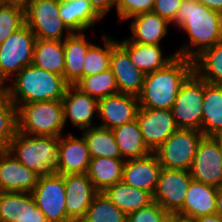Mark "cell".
I'll return each instance as SVG.
<instances>
[{"mask_svg": "<svg viewBox=\"0 0 222 222\" xmlns=\"http://www.w3.org/2000/svg\"><path fill=\"white\" fill-rule=\"evenodd\" d=\"M174 25L189 36L188 42L176 51L177 56L193 60L205 49L222 41L221 13L197 0H182Z\"/></svg>", "mask_w": 222, "mask_h": 222, "instance_id": "1", "label": "cell"}, {"mask_svg": "<svg viewBox=\"0 0 222 222\" xmlns=\"http://www.w3.org/2000/svg\"><path fill=\"white\" fill-rule=\"evenodd\" d=\"M192 73L193 60L181 56H175L164 68L147 73L137 96L139 107L171 110L181 85Z\"/></svg>", "mask_w": 222, "mask_h": 222, "instance_id": "2", "label": "cell"}, {"mask_svg": "<svg viewBox=\"0 0 222 222\" xmlns=\"http://www.w3.org/2000/svg\"><path fill=\"white\" fill-rule=\"evenodd\" d=\"M6 85V95L15 105L62 101L69 84L60 74L49 72L33 64L24 67Z\"/></svg>", "mask_w": 222, "mask_h": 222, "instance_id": "3", "label": "cell"}, {"mask_svg": "<svg viewBox=\"0 0 222 222\" xmlns=\"http://www.w3.org/2000/svg\"><path fill=\"white\" fill-rule=\"evenodd\" d=\"M8 150L39 178L50 176L60 157V137L27 135L16 131Z\"/></svg>", "mask_w": 222, "mask_h": 222, "instance_id": "4", "label": "cell"}, {"mask_svg": "<svg viewBox=\"0 0 222 222\" xmlns=\"http://www.w3.org/2000/svg\"><path fill=\"white\" fill-rule=\"evenodd\" d=\"M17 131L27 135H63L64 107L62 101H42L16 106Z\"/></svg>", "mask_w": 222, "mask_h": 222, "instance_id": "5", "label": "cell"}, {"mask_svg": "<svg viewBox=\"0 0 222 222\" xmlns=\"http://www.w3.org/2000/svg\"><path fill=\"white\" fill-rule=\"evenodd\" d=\"M24 12L25 24L36 39L64 41L72 33L60 18L59 0H30Z\"/></svg>", "mask_w": 222, "mask_h": 222, "instance_id": "6", "label": "cell"}, {"mask_svg": "<svg viewBox=\"0 0 222 222\" xmlns=\"http://www.w3.org/2000/svg\"><path fill=\"white\" fill-rule=\"evenodd\" d=\"M35 43L34 33L25 24L0 44V79L5 84L32 64Z\"/></svg>", "mask_w": 222, "mask_h": 222, "instance_id": "7", "label": "cell"}, {"mask_svg": "<svg viewBox=\"0 0 222 222\" xmlns=\"http://www.w3.org/2000/svg\"><path fill=\"white\" fill-rule=\"evenodd\" d=\"M204 80L194 72L181 85L171 108L178 128L202 132Z\"/></svg>", "mask_w": 222, "mask_h": 222, "instance_id": "8", "label": "cell"}, {"mask_svg": "<svg viewBox=\"0 0 222 222\" xmlns=\"http://www.w3.org/2000/svg\"><path fill=\"white\" fill-rule=\"evenodd\" d=\"M203 137L201 131L178 128L154 153L162 168L190 171L197 146Z\"/></svg>", "mask_w": 222, "mask_h": 222, "instance_id": "9", "label": "cell"}, {"mask_svg": "<svg viewBox=\"0 0 222 222\" xmlns=\"http://www.w3.org/2000/svg\"><path fill=\"white\" fill-rule=\"evenodd\" d=\"M30 193L47 222H74L67 215L64 175L53 172L40 177Z\"/></svg>", "mask_w": 222, "mask_h": 222, "instance_id": "10", "label": "cell"}, {"mask_svg": "<svg viewBox=\"0 0 222 222\" xmlns=\"http://www.w3.org/2000/svg\"><path fill=\"white\" fill-rule=\"evenodd\" d=\"M192 179L190 171L162 168L153 193V201L168 213H177L183 207Z\"/></svg>", "mask_w": 222, "mask_h": 222, "instance_id": "11", "label": "cell"}, {"mask_svg": "<svg viewBox=\"0 0 222 222\" xmlns=\"http://www.w3.org/2000/svg\"><path fill=\"white\" fill-rule=\"evenodd\" d=\"M136 120L143 140L152 153L178 129L172 111L168 109L139 107Z\"/></svg>", "mask_w": 222, "mask_h": 222, "instance_id": "12", "label": "cell"}, {"mask_svg": "<svg viewBox=\"0 0 222 222\" xmlns=\"http://www.w3.org/2000/svg\"><path fill=\"white\" fill-rule=\"evenodd\" d=\"M191 177L205 184L222 186V159L218 142L213 137H203L197 146Z\"/></svg>", "mask_w": 222, "mask_h": 222, "instance_id": "13", "label": "cell"}, {"mask_svg": "<svg viewBox=\"0 0 222 222\" xmlns=\"http://www.w3.org/2000/svg\"><path fill=\"white\" fill-rule=\"evenodd\" d=\"M139 109L138 97L132 94L116 93L98 100V126L113 130L136 119Z\"/></svg>", "mask_w": 222, "mask_h": 222, "instance_id": "14", "label": "cell"}, {"mask_svg": "<svg viewBox=\"0 0 222 222\" xmlns=\"http://www.w3.org/2000/svg\"><path fill=\"white\" fill-rule=\"evenodd\" d=\"M39 177L9 150L0 151V192H31Z\"/></svg>", "mask_w": 222, "mask_h": 222, "instance_id": "15", "label": "cell"}, {"mask_svg": "<svg viewBox=\"0 0 222 222\" xmlns=\"http://www.w3.org/2000/svg\"><path fill=\"white\" fill-rule=\"evenodd\" d=\"M0 222H47L29 192H0Z\"/></svg>", "mask_w": 222, "mask_h": 222, "instance_id": "16", "label": "cell"}, {"mask_svg": "<svg viewBox=\"0 0 222 222\" xmlns=\"http://www.w3.org/2000/svg\"><path fill=\"white\" fill-rule=\"evenodd\" d=\"M67 215L80 222L98 191L94 188L87 173L64 175Z\"/></svg>", "mask_w": 222, "mask_h": 222, "instance_id": "17", "label": "cell"}, {"mask_svg": "<svg viewBox=\"0 0 222 222\" xmlns=\"http://www.w3.org/2000/svg\"><path fill=\"white\" fill-rule=\"evenodd\" d=\"M64 107V125L70 119L72 125L85 130L98 125H92L93 117L98 114V100L82 93L74 85H69L62 99Z\"/></svg>", "mask_w": 222, "mask_h": 222, "instance_id": "18", "label": "cell"}, {"mask_svg": "<svg viewBox=\"0 0 222 222\" xmlns=\"http://www.w3.org/2000/svg\"><path fill=\"white\" fill-rule=\"evenodd\" d=\"M161 170L162 166L155 153L142 158L127 159L123 167L122 181L153 195Z\"/></svg>", "mask_w": 222, "mask_h": 222, "instance_id": "19", "label": "cell"}, {"mask_svg": "<svg viewBox=\"0 0 222 222\" xmlns=\"http://www.w3.org/2000/svg\"><path fill=\"white\" fill-rule=\"evenodd\" d=\"M110 69L115 76L119 93L135 96L141 93L146 74L133 65L129 54L119 44L112 49Z\"/></svg>", "mask_w": 222, "mask_h": 222, "instance_id": "20", "label": "cell"}, {"mask_svg": "<svg viewBox=\"0 0 222 222\" xmlns=\"http://www.w3.org/2000/svg\"><path fill=\"white\" fill-rule=\"evenodd\" d=\"M90 161L89 150L83 136L75 137L73 133L60 136V157L55 173L61 175L87 173Z\"/></svg>", "mask_w": 222, "mask_h": 222, "instance_id": "21", "label": "cell"}, {"mask_svg": "<svg viewBox=\"0 0 222 222\" xmlns=\"http://www.w3.org/2000/svg\"><path fill=\"white\" fill-rule=\"evenodd\" d=\"M117 43L129 54L131 62L145 74L164 68L177 53L163 56V48L155 44H139L126 39Z\"/></svg>", "mask_w": 222, "mask_h": 222, "instance_id": "22", "label": "cell"}, {"mask_svg": "<svg viewBox=\"0 0 222 222\" xmlns=\"http://www.w3.org/2000/svg\"><path fill=\"white\" fill-rule=\"evenodd\" d=\"M217 187L191 180L183 207L177 212L191 218L216 213Z\"/></svg>", "mask_w": 222, "mask_h": 222, "instance_id": "23", "label": "cell"}, {"mask_svg": "<svg viewBox=\"0 0 222 222\" xmlns=\"http://www.w3.org/2000/svg\"><path fill=\"white\" fill-rule=\"evenodd\" d=\"M130 19L132 36L126 39L128 41L160 45L161 40L169 33L167 27L171 24L154 12L141 13L128 20Z\"/></svg>", "mask_w": 222, "mask_h": 222, "instance_id": "24", "label": "cell"}, {"mask_svg": "<svg viewBox=\"0 0 222 222\" xmlns=\"http://www.w3.org/2000/svg\"><path fill=\"white\" fill-rule=\"evenodd\" d=\"M92 44L88 41L84 32H72L63 41L64 79L69 85H75L83 77L85 55Z\"/></svg>", "mask_w": 222, "mask_h": 222, "instance_id": "25", "label": "cell"}, {"mask_svg": "<svg viewBox=\"0 0 222 222\" xmlns=\"http://www.w3.org/2000/svg\"><path fill=\"white\" fill-rule=\"evenodd\" d=\"M59 15L71 32H84L102 20L88 0H59Z\"/></svg>", "mask_w": 222, "mask_h": 222, "instance_id": "26", "label": "cell"}, {"mask_svg": "<svg viewBox=\"0 0 222 222\" xmlns=\"http://www.w3.org/2000/svg\"><path fill=\"white\" fill-rule=\"evenodd\" d=\"M103 193L126 215L154 202L150 192L132 187L122 180L107 187Z\"/></svg>", "mask_w": 222, "mask_h": 222, "instance_id": "27", "label": "cell"}, {"mask_svg": "<svg viewBox=\"0 0 222 222\" xmlns=\"http://www.w3.org/2000/svg\"><path fill=\"white\" fill-rule=\"evenodd\" d=\"M202 133L204 137L222 134V85L210 84L205 80Z\"/></svg>", "mask_w": 222, "mask_h": 222, "instance_id": "28", "label": "cell"}, {"mask_svg": "<svg viewBox=\"0 0 222 222\" xmlns=\"http://www.w3.org/2000/svg\"><path fill=\"white\" fill-rule=\"evenodd\" d=\"M123 158L97 157L91 158L87 171L88 178L98 192L122 180Z\"/></svg>", "mask_w": 222, "mask_h": 222, "instance_id": "29", "label": "cell"}, {"mask_svg": "<svg viewBox=\"0 0 222 222\" xmlns=\"http://www.w3.org/2000/svg\"><path fill=\"white\" fill-rule=\"evenodd\" d=\"M112 131L124 160L142 158L152 153L143 140L136 119L116 127Z\"/></svg>", "mask_w": 222, "mask_h": 222, "instance_id": "30", "label": "cell"}, {"mask_svg": "<svg viewBox=\"0 0 222 222\" xmlns=\"http://www.w3.org/2000/svg\"><path fill=\"white\" fill-rule=\"evenodd\" d=\"M32 64L64 77L63 41L36 39Z\"/></svg>", "mask_w": 222, "mask_h": 222, "instance_id": "31", "label": "cell"}, {"mask_svg": "<svg viewBox=\"0 0 222 222\" xmlns=\"http://www.w3.org/2000/svg\"><path fill=\"white\" fill-rule=\"evenodd\" d=\"M193 72L207 83L222 85V41L193 59Z\"/></svg>", "mask_w": 222, "mask_h": 222, "instance_id": "32", "label": "cell"}, {"mask_svg": "<svg viewBox=\"0 0 222 222\" xmlns=\"http://www.w3.org/2000/svg\"><path fill=\"white\" fill-rule=\"evenodd\" d=\"M82 133L90 158H122L111 129L97 126L85 129Z\"/></svg>", "mask_w": 222, "mask_h": 222, "instance_id": "33", "label": "cell"}, {"mask_svg": "<svg viewBox=\"0 0 222 222\" xmlns=\"http://www.w3.org/2000/svg\"><path fill=\"white\" fill-rule=\"evenodd\" d=\"M102 46L92 44L85 55L83 77L95 75L110 68L112 49L118 44L112 37L103 32Z\"/></svg>", "mask_w": 222, "mask_h": 222, "instance_id": "34", "label": "cell"}, {"mask_svg": "<svg viewBox=\"0 0 222 222\" xmlns=\"http://www.w3.org/2000/svg\"><path fill=\"white\" fill-rule=\"evenodd\" d=\"M74 86L97 100L119 93L110 68L95 75L82 77Z\"/></svg>", "mask_w": 222, "mask_h": 222, "instance_id": "35", "label": "cell"}, {"mask_svg": "<svg viewBox=\"0 0 222 222\" xmlns=\"http://www.w3.org/2000/svg\"><path fill=\"white\" fill-rule=\"evenodd\" d=\"M127 215L103 192H98L80 222H126Z\"/></svg>", "mask_w": 222, "mask_h": 222, "instance_id": "36", "label": "cell"}, {"mask_svg": "<svg viewBox=\"0 0 222 222\" xmlns=\"http://www.w3.org/2000/svg\"><path fill=\"white\" fill-rule=\"evenodd\" d=\"M16 131V106L5 94L0 98V151L8 150Z\"/></svg>", "mask_w": 222, "mask_h": 222, "instance_id": "37", "label": "cell"}, {"mask_svg": "<svg viewBox=\"0 0 222 222\" xmlns=\"http://www.w3.org/2000/svg\"><path fill=\"white\" fill-rule=\"evenodd\" d=\"M24 25V7L15 4L0 6V44Z\"/></svg>", "mask_w": 222, "mask_h": 222, "instance_id": "38", "label": "cell"}, {"mask_svg": "<svg viewBox=\"0 0 222 222\" xmlns=\"http://www.w3.org/2000/svg\"><path fill=\"white\" fill-rule=\"evenodd\" d=\"M155 0H116L115 8L121 21L146 12H152Z\"/></svg>", "mask_w": 222, "mask_h": 222, "instance_id": "39", "label": "cell"}, {"mask_svg": "<svg viewBox=\"0 0 222 222\" xmlns=\"http://www.w3.org/2000/svg\"><path fill=\"white\" fill-rule=\"evenodd\" d=\"M168 214L161 205L153 202L147 207L128 214L126 222H164Z\"/></svg>", "mask_w": 222, "mask_h": 222, "instance_id": "40", "label": "cell"}, {"mask_svg": "<svg viewBox=\"0 0 222 222\" xmlns=\"http://www.w3.org/2000/svg\"><path fill=\"white\" fill-rule=\"evenodd\" d=\"M182 0H155L152 12L160 15L170 24L175 22Z\"/></svg>", "mask_w": 222, "mask_h": 222, "instance_id": "41", "label": "cell"}, {"mask_svg": "<svg viewBox=\"0 0 222 222\" xmlns=\"http://www.w3.org/2000/svg\"><path fill=\"white\" fill-rule=\"evenodd\" d=\"M88 1L102 18H105L107 13L110 12V10L113 7H115L116 4V0H88Z\"/></svg>", "mask_w": 222, "mask_h": 222, "instance_id": "42", "label": "cell"}, {"mask_svg": "<svg viewBox=\"0 0 222 222\" xmlns=\"http://www.w3.org/2000/svg\"><path fill=\"white\" fill-rule=\"evenodd\" d=\"M200 4L205 5L213 11L222 12V0H197Z\"/></svg>", "mask_w": 222, "mask_h": 222, "instance_id": "43", "label": "cell"}, {"mask_svg": "<svg viewBox=\"0 0 222 222\" xmlns=\"http://www.w3.org/2000/svg\"><path fill=\"white\" fill-rule=\"evenodd\" d=\"M196 222H222V216L218 213L195 218Z\"/></svg>", "mask_w": 222, "mask_h": 222, "instance_id": "44", "label": "cell"}, {"mask_svg": "<svg viewBox=\"0 0 222 222\" xmlns=\"http://www.w3.org/2000/svg\"><path fill=\"white\" fill-rule=\"evenodd\" d=\"M171 222H196L194 218L179 213H171Z\"/></svg>", "mask_w": 222, "mask_h": 222, "instance_id": "45", "label": "cell"}, {"mask_svg": "<svg viewBox=\"0 0 222 222\" xmlns=\"http://www.w3.org/2000/svg\"><path fill=\"white\" fill-rule=\"evenodd\" d=\"M216 213L222 216V186L217 188Z\"/></svg>", "mask_w": 222, "mask_h": 222, "instance_id": "46", "label": "cell"}, {"mask_svg": "<svg viewBox=\"0 0 222 222\" xmlns=\"http://www.w3.org/2000/svg\"><path fill=\"white\" fill-rule=\"evenodd\" d=\"M30 0H6V4H15L25 7Z\"/></svg>", "mask_w": 222, "mask_h": 222, "instance_id": "47", "label": "cell"}, {"mask_svg": "<svg viewBox=\"0 0 222 222\" xmlns=\"http://www.w3.org/2000/svg\"><path fill=\"white\" fill-rule=\"evenodd\" d=\"M213 138L218 142V146L221 152V159H222V134L213 136Z\"/></svg>", "mask_w": 222, "mask_h": 222, "instance_id": "48", "label": "cell"}, {"mask_svg": "<svg viewBox=\"0 0 222 222\" xmlns=\"http://www.w3.org/2000/svg\"><path fill=\"white\" fill-rule=\"evenodd\" d=\"M6 94V84L0 79V98Z\"/></svg>", "mask_w": 222, "mask_h": 222, "instance_id": "49", "label": "cell"}, {"mask_svg": "<svg viewBox=\"0 0 222 222\" xmlns=\"http://www.w3.org/2000/svg\"><path fill=\"white\" fill-rule=\"evenodd\" d=\"M164 222H171V213L168 214V217Z\"/></svg>", "mask_w": 222, "mask_h": 222, "instance_id": "50", "label": "cell"}, {"mask_svg": "<svg viewBox=\"0 0 222 222\" xmlns=\"http://www.w3.org/2000/svg\"><path fill=\"white\" fill-rule=\"evenodd\" d=\"M6 4V0H0V6L5 5Z\"/></svg>", "mask_w": 222, "mask_h": 222, "instance_id": "51", "label": "cell"}]
</instances>
